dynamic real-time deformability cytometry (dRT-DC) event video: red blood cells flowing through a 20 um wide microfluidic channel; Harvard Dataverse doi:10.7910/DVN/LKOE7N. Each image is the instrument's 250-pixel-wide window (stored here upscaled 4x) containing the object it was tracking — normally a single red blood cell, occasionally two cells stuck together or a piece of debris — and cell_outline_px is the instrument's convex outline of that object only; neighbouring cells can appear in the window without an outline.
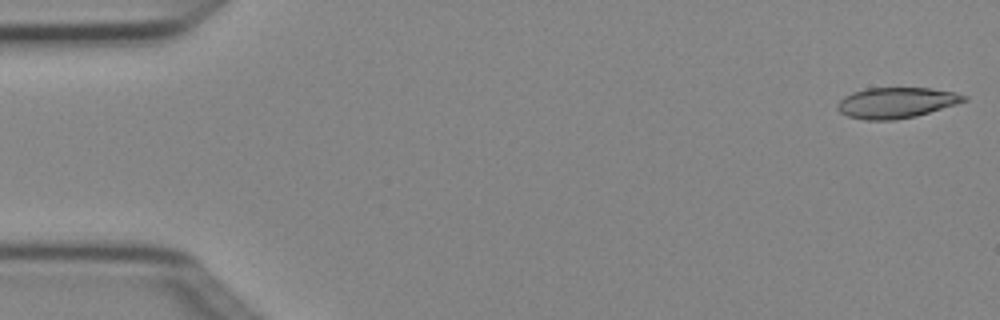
{"species": "Egyptian fruit bat (a non-hibernating species)", "species_latin": "Rousettus aegyptiacus", "temperature_condition": "cold", "stored_images_in_passage": 5, "camera_frame_rate_fps": 3000, "um_per_image_px": 0.085, "animal": {"sex": "female"}, "frame": {"image": 1, "passage_image": 1, "time_ms": 0.0, "image_size_px": [1000, 320], "cell_outline_px": [[968, 100], [956, 104], [916, 116], [896, 120], [864, 120], [848, 116], [840, 112], [836, 108], [836, 104], [844, 96], [852, 92], [868, 88], [928, 88], [952, 92], [968, 96]], "centroid_in_image_um": [76.15, 8.74], "position_along_channel_um": 8.9, "area_um2": 22.6}}
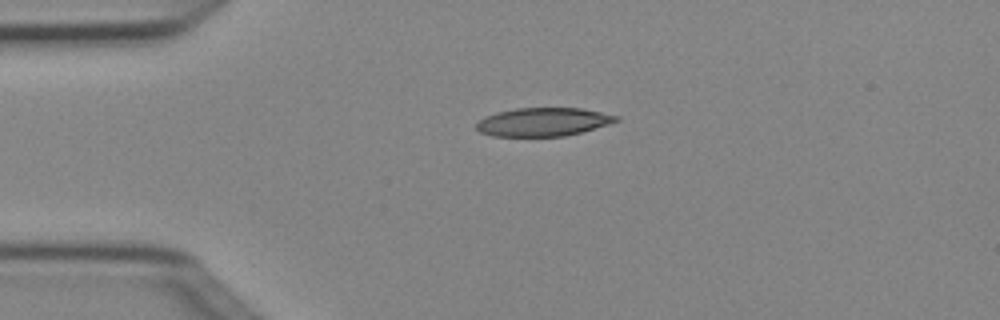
{"frame": {"image": 2, "passage_image": 4, "time_ms": 1.0, "image_size_px": [1000, 320], "cell_outline_px": [[620, 120], [608, 124], [580, 132], [564, 136], [492, 136], [480, 132], [476, 128], [476, 124], [484, 116], [496, 112], [516, 108], [580, 108], [620, 116]], "centroid_in_image_um": [46.14, 10.36], "position_along_channel_um": 38.9, "area_um2": 23.06}}